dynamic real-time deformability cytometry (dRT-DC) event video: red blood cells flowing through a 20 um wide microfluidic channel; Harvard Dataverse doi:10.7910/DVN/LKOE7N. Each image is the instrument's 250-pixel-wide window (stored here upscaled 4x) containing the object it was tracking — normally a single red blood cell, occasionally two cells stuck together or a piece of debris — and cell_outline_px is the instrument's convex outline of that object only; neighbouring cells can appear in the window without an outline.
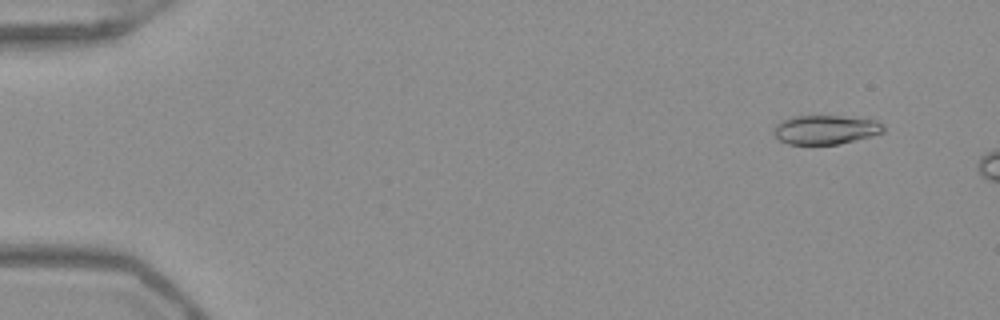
{"species": "Egyptian fruit bat (a non-hibernating species)", "species_latin": "Rousettus aegyptiacus", "temperature_condition": "warm", "stored_images_in_passage": 10, "camera_frame_rate_fps": 3000, "um_per_image_px": 0.085, "frame": {"image": 1, "passage_image": 5, "time_ms": 1.333, "image_size_px": [1000, 320], "cell_outline_px": [[884, 132], [872, 136], [840, 144], [788, 144], [780, 140], [772, 132], [776, 124], [792, 116], [840, 116], [876, 120], [884, 124]], "centroid_in_image_um": [70.19, 11.02], "position_along_channel_um": 14.8, "area_um2": 18.61}}